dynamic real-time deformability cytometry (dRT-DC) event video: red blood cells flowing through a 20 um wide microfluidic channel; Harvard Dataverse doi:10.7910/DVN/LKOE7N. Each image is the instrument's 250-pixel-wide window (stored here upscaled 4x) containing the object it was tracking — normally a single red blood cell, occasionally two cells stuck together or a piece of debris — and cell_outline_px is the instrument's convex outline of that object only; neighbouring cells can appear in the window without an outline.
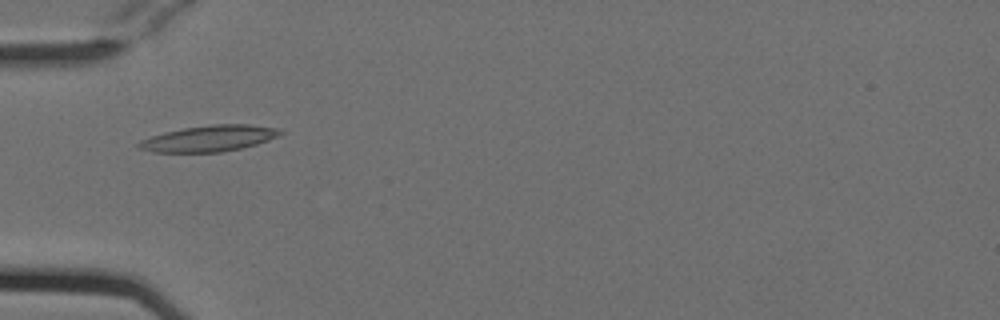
{"species": "Egyptian fruit bat (a non-hibernating species)", "species_latin": "Rousettus aegyptiacus", "temperature_condition": "cold", "stored_images_in_passage": 17, "camera_frame_rate_fps": 3000, "um_per_image_px": 0.085, "animal": {"sex": "female"}, "frame": {"image": 1, "passage_image": 8, "time_ms": 2.333, "image_size_px": [1000, 320], "cell_outline_px": [[284, 132], [280, 136], [256, 144], [240, 148], [220, 152], [152, 152], [136, 148], [136, 144], [140, 140], [164, 132], [184, 128], [212, 124], [248, 124], [280, 128]], "centroid_in_image_um": [17.78, 11.76], "position_along_channel_um": 67.2, "area_um2": 21.62}}
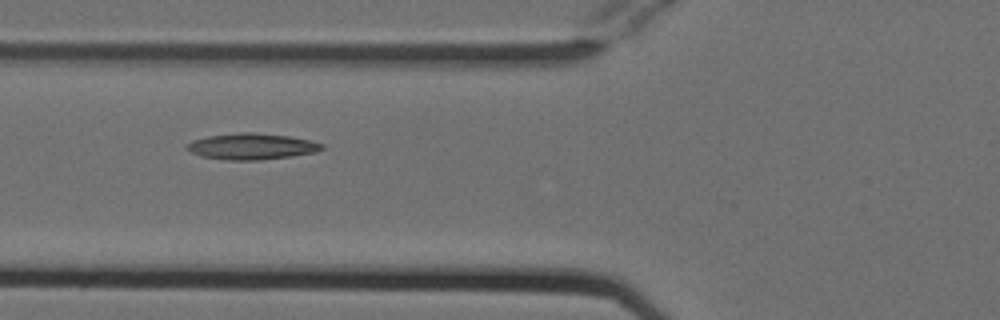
{"frame": {"image": 2, "passage_image": 11, "time_ms": 3.333, "image_size_px": [1000, 320], "cell_outline_px": [[324, 148], [316, 152], [292, 156], [260, 160], [228, 160], [200, 156], [184, 148], [192, 140], [208, 136], [240, 132], [252, 132], [288, 136], [308, 140], [324, 144]], "centroid_in_image_um": [21.38, 12.45], "position_along_channel_um": 104.4, "area_um2": 20.52}}
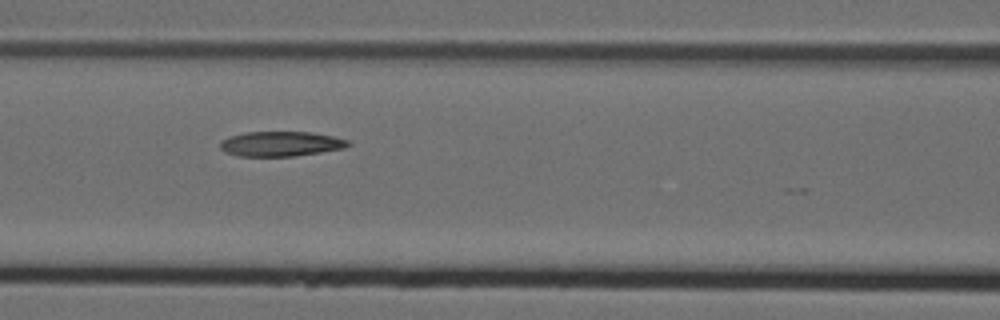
{"frame": {"image": 3, "passage_image": 14, "time_ms": 4.333, "image_size_px": [1000, 320], "cell_outline_px": [[352, 144], [344, 148], [320, 152], [292, 156], [240, 156], [224, 152], [220, 148], [220, 140], [228, 136], [244, 132], [312, 132], [332, 136], [348, 140]], "centroid_in_image_um": [23.83, 12.22], "position_along_channel_um": 142.8, "area_um2": 18.61}}